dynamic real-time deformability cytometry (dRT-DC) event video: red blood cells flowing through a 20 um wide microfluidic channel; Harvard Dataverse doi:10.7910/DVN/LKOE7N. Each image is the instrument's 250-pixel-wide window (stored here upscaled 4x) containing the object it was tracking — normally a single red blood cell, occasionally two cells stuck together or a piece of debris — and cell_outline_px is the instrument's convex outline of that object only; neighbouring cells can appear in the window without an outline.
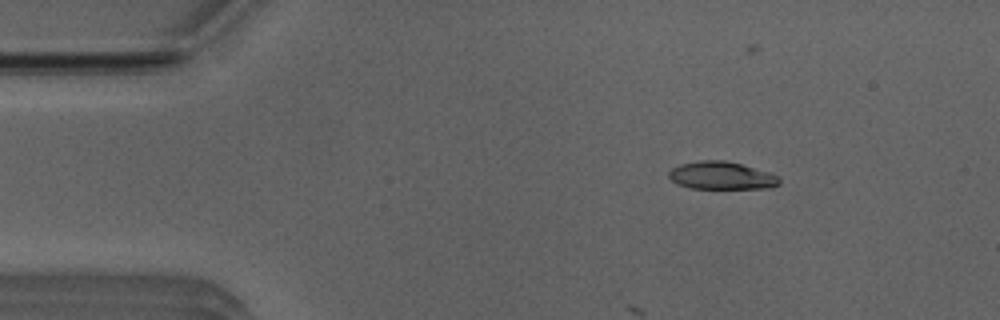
{"species": "Egyptian fruit bat (a non-hibernating species)", "species_latin": "Rousettus aegyptiacus", "temperature_condition": "room temperature", "stored_images_in_passage": 12, "camera_frame_rate_fps": 3000, "um_per_image_px": 0.085, "animal": {"sex": "male"}, "frame": {"image": 1, "passage_image": 7, "time_ms": 2.0, "image_size_px": [1000, 320], "cell_outline_px": [[780, 184], [772, 188], [688, 188], [672, 180], [668, 176], [668, 172], [672, 168], [680, 164], [700, 160], [724, 160], [740, 164], [768, 172], [776, 176], [780, 180]], "centroid_in_image_um": [61.31, 14.92], "position_along_channel_um": 23.7, "area_um2": 17.69}}